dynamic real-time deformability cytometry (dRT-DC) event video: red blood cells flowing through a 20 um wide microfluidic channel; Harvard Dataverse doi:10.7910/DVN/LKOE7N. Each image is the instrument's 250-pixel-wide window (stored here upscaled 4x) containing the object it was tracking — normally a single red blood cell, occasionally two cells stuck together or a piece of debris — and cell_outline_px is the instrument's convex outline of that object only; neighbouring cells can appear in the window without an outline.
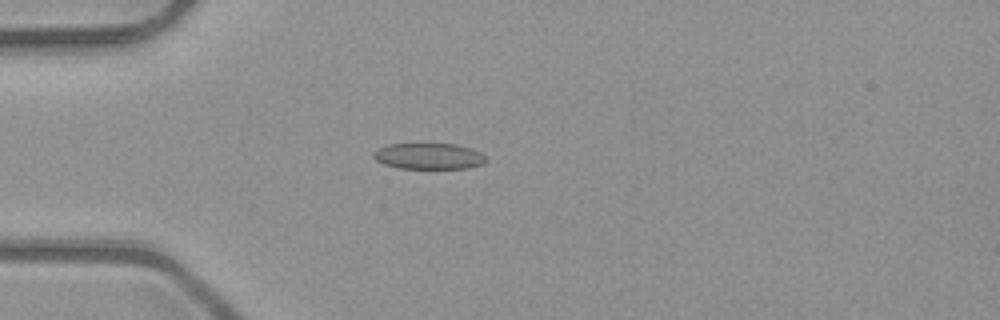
{"species": "common noctule bat (a hibernating species)", "species_latin": "Nyctalus noctula", "temperature_condition": "room temperature", "stored_images_in_passage": 3, "camera_frame_rate_fps": 3000, "um_per_image_px": 0.085, "animal": {"sex": "male", "body_mass_g": 23.1, "forearm_length_mm": 52.7}, "frame": {"image": 1, "passage_image": 3, "time_ms": 0.667, "image_size_px": [1000, 320], "cell_outline_px": [[488, 160], [484, 164], [468, 168], [400, 168], [384, 164], [376, 160], [372, 156], [372, 152], [388, 144], [456, 144], [472, 148], [480, 152]], "centroid_in_image_um": [36.47, 13.27], "position_along_channel_um": 48.5, "area_um2": 17.11}}